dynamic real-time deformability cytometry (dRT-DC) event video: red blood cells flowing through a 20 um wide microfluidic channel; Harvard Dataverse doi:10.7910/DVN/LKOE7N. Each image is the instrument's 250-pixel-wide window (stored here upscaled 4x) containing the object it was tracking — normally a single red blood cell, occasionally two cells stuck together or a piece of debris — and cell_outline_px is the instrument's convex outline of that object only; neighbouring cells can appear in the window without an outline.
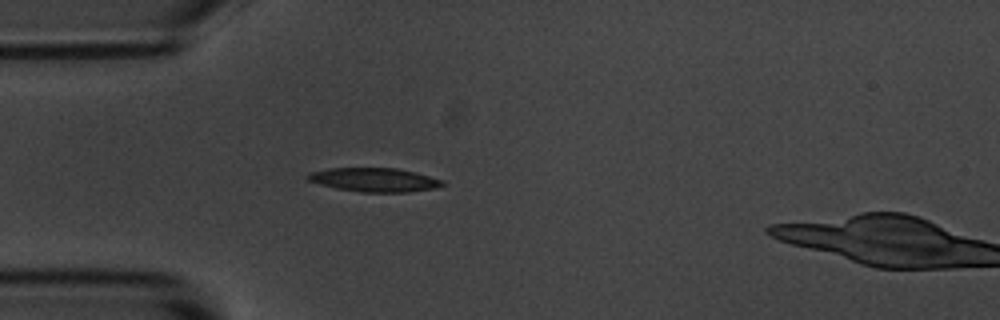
{"species": "common noctule bat (a hibernating species)", "species_latin": "Nyctalus noctula", "temperature_condition": "room temperature", "stored_images_in_passage": 4, "camera_frame_rate_fps": 3000, "um_per_image_px": 0.085, "animal": {"sex": "male", "body_mass_g": 20.1, "forearm_length_mm": 53.5}, "frame": {"image": 1, "passage_image": 3, "time_ms": 2.333, "image_size_px": [1000, 320], "cell_outline_px": [[448, 184], [436, 188], [408, 192], [364, 192], [336, 188], [320, 184], [308, 180], [304, 176], [308, 172], [328, 168], [396, 168], [416, 172], [444, 180]], "centroid_in_image_um": [31.84, 15.28], "position_along_channel_um": 53.2, "area_um2": 18.9}}